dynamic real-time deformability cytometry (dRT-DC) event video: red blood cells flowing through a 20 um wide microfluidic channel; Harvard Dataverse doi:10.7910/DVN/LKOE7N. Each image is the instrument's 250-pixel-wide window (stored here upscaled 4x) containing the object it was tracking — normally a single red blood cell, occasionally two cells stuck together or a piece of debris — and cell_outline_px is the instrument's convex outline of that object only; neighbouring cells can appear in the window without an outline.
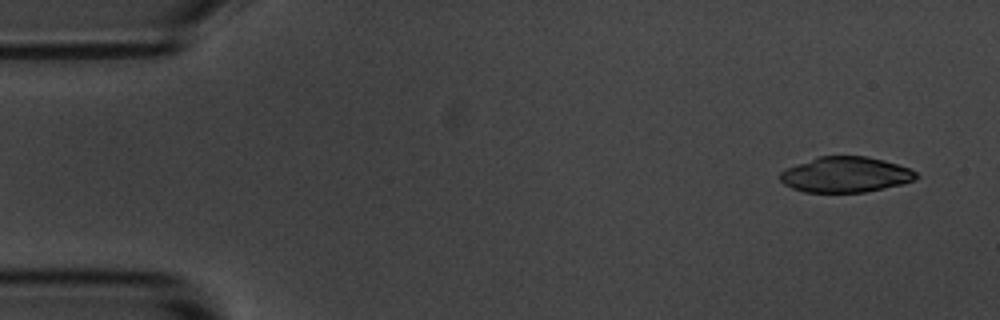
{"species": "common noctule bat (a hibernating species)", "species_latin": "Nyctalus noctula", "temperature_condition": "room temperature", "stored_images_in_passage": 4, "camera_frame_rate_fps": 3000, "um_per_image_px": 0.085, "animal": {"sex": "male", "body_mass_g": 20.1, "forearm_length_mm": 53.5}, "frame": {"image": 1, "passage_image": 1, "time_ms": 0.0, "image_size_px": [1000, 320], "cell_outline_px": [[920, 176], [916, 180], [884, 188], [864, 192], [804, 192], [792, 188], [784, 184], [780, 180], [780, 172], [796, 164], [816, 156], [868, 156], [884, 160], [908, 168], [916, 172]], "centroid_in_image_um": [71.87, 14.84], "position_along_channel_um": 13.1, "area_um2": 28.15}}